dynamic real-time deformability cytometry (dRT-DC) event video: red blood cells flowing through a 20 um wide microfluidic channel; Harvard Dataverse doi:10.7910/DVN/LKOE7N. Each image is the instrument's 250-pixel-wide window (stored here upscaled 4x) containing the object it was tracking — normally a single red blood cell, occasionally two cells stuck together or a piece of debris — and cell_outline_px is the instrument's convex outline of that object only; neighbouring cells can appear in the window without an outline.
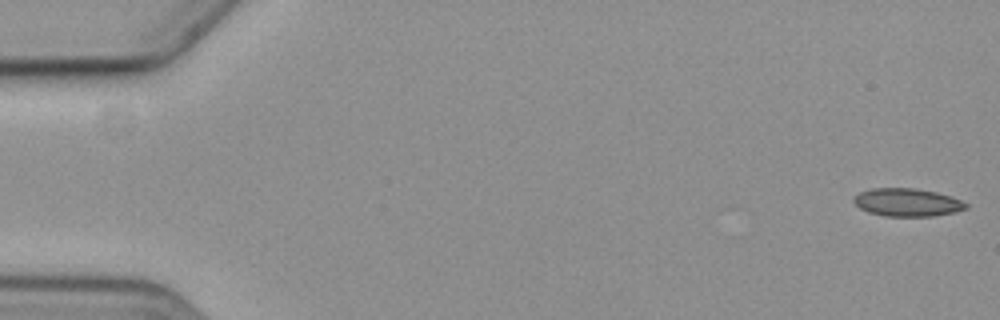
{"species": "common noctule bat (a hibernating species)", "species_latin": "Nyctalus noctula", "temperature_condition": "cold", "stored_images_in_passage": 6, "segment_of_instrument_passage": [1, 2], "camera_frame_rate_fps": 3000, "um_per_image_px": 0.085, "animal": {"sex": "female", "body_mass_g": 19.3, "forearm_length_mm": 54.1}, "frame": {"image": 1, "passage_image": 1, "time_ms": 0.0, "image_size_px": [1000, 320], "cell_outline_px": [[968, 208], [952, 212], [932, 216], [884, 216], [868, 212], [860, 208], [852, 200], [860, 192], [872, 188], [916, 188], [936, 192], [952, 196], [968, 204]], "centroid_in_image_um": [77.12, 17.2], "position_along_channel_um": 7.9, "area_um2": 18.21}}
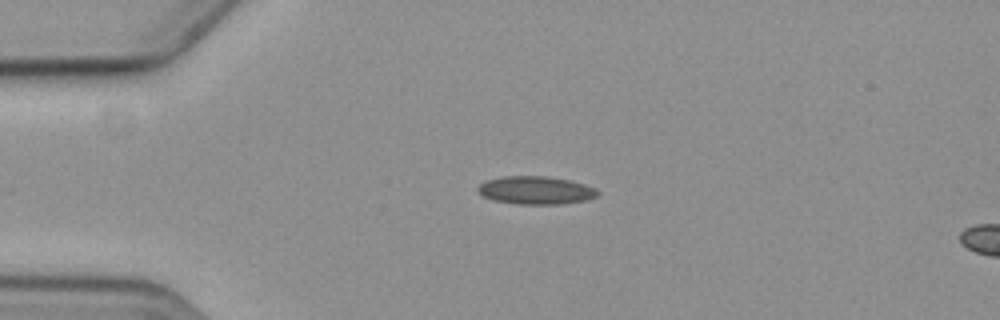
{"frame": {"image": 2, "passage_image": 4, "time_ms": 4.333, "image_size_px": [1000, 320], "cell_outline_px": [[600, 192], [596, 196], [584, 200], [556, 204], [520, 204], [492, 200], [484, 196], [476, 188], [480, 184], [488, 180], [504, 176], [548, 176], [568, 180], [584, 184], [596, 188]], "centroid_in_image_um": [45.54, 16.16], "position_along_channel_um": 39.5, "area_um2": 19.31}}